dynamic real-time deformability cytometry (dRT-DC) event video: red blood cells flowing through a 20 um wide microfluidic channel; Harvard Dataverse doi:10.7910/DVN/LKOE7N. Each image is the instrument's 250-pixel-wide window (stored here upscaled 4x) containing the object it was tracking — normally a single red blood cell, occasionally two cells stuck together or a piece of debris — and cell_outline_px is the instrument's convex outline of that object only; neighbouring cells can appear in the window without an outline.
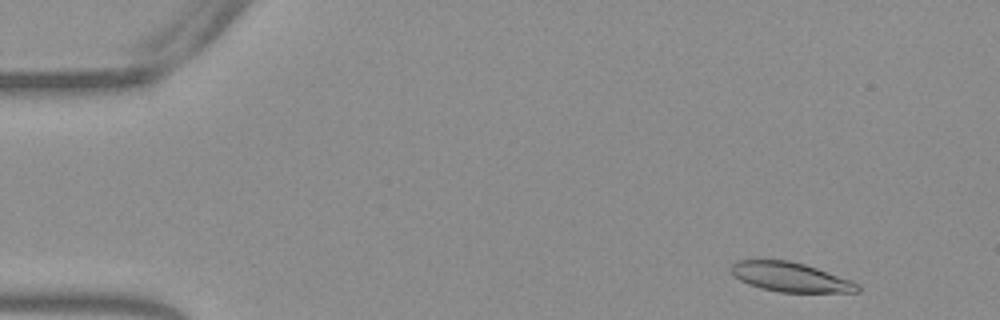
{"species": "Egyptian fruit bat (a non-hibernating species)", "species_latin": "Rousettus aegyptiacus", "temperature_condition": "warm", "stored_images_in_passage": 51, "camera_frame_rate_fps": 3000, "um_per_image_px": 0.085, "frame": {"image": 1, "passage_image": 3, "time_ms": 0.667, "image_size_px": [1000, 320], "cell_outline_px": [[860, 292], [780, 292], [760, 288], [748, 284], [732, 276], [728, 268], [736, 260], [788, 260], [804, 264], [852, 280], [860, 284]], "centroid_in_image_um": [67.15, 23.55], "position_along_channel_um": 17.8, "area_um2": 21.85}}
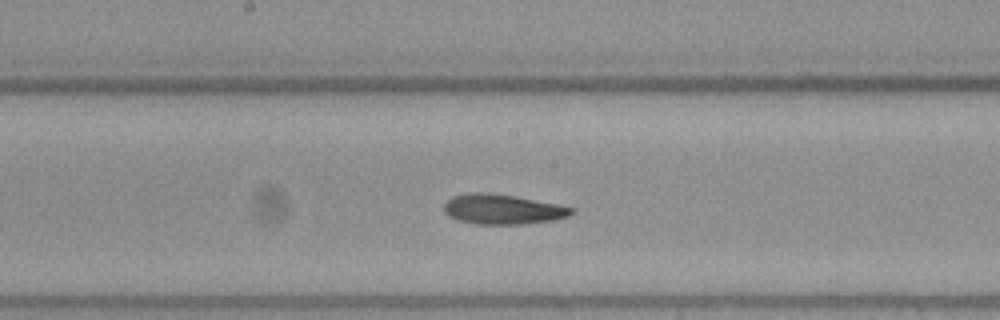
{"frame": {"image": 2, "passage_image": 26, "time_ms": 8.333, "image_size_px": [1000, 320], "cell_outline_px": [[576, 212], [568, 216], [556, 220], [524, 224], [476, 224], [456, 220], [448, 216], [444, 212], [444, 204], [452, 196], [468, 192], [484, 192], [516, 196], [556, 204], [572, 208]], "centroid_in_image_um": [42.69, 17.79], "position_along_channel_um": 205.5, "area_um2": 22.43}}
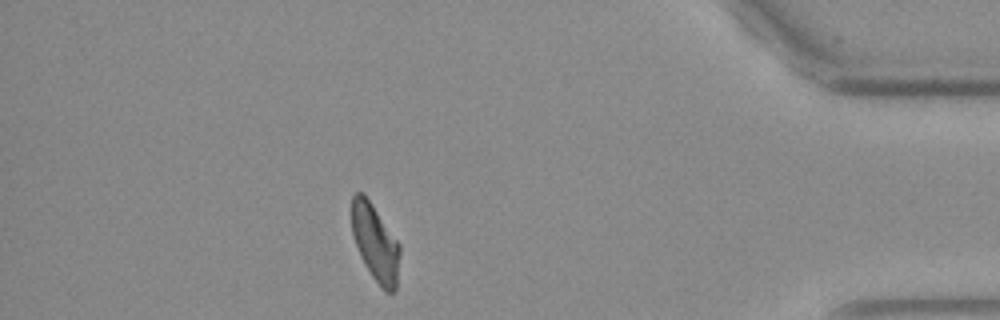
{"frame": {"image": 3, "passage_image": 45, "time_ms": 14.667, "image_size_px": [1000, 320], "cell_outline_px": [[400, 252], [396, 292], [384, 292], [380, 288], [364, 264], [360, 256], [352, 232], [352, 196], [356, 192], [364, 192], [400, 244]], "centroid_in_image_um": [31.91, 20.66], "position_along_channel_um": 403.3, "area_um2": 21.68}, "authors_computed_cell_mechanics": {"area_um2": 22.253, "velocity_mm_per_s": 3.8056, "shape_relaxation_time_tau1_ms": 8.4229, "shape_relaxation_time_tau2_ms": 3.2558, "deformation_change_tau1": 0.2227, "deformation_change_tau2": 0.1152}}